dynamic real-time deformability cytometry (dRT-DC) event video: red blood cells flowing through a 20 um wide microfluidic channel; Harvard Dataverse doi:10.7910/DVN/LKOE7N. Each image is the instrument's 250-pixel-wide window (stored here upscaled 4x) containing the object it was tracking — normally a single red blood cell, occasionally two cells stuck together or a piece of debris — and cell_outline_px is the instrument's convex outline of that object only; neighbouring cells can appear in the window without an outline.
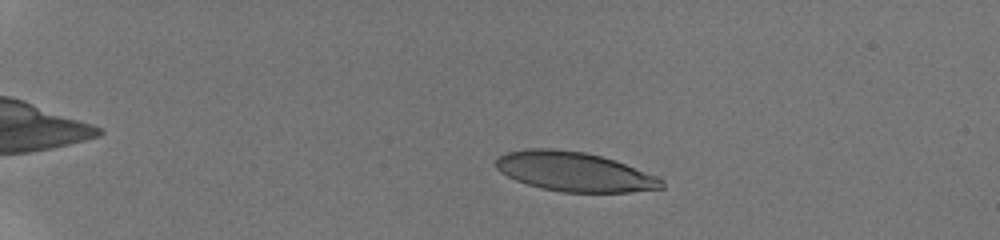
{"species": "human", "species_latin": "Homo sapiens", "temperature_condition": "room temperature", "stored_images_in_passage": 36, "camera_frame_rate_fps": 3000, "um_per_image_px": 0.085, "donor": {"sex": "male"}, "frame": {"image": 1, "passage_image": 8, "time_ms": 3.667, "image_size_px": [1000, 240], "cell_outline_px": [[664, 188], [628, 192], [564, 192], [540, 188], [516, 180], [500, 172], [496, 168], [496, 160], [500, 156], [508, 152], [532, 148], [552, 148], [584, 152], [600, 156], [624, 164], [656, 176], [664, 180]], "centroid_in_image_um": [48.81, 14.6], "position_along_channel_um": 36.2, "area_um2": 37.63}}
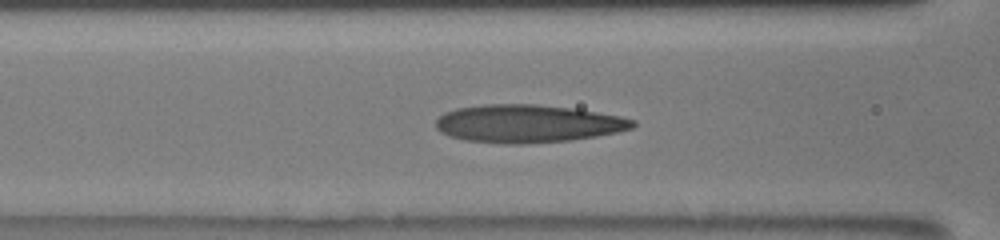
{"frame": {"image": 2, "passage_image": 27, "time_ms": 8.333, "image_size_px": [1000, 240], "cell_outline_px": [[636, 124], [632, 128], [616, 132], [596, 136], [572, 140], [528, 144], [504, 144], [464, 140], [448, 136], [440, 132], [436, 128], [436, 120], [444, 112], [456, 108], [484, 104], [536, 104], [568, 108], [596, 112], [620, 116], [636, 120]], "centroid_in_image_um": [44.82, 10.52], "position_along_channel_um": 121.8, "area_um2": 43.64}}
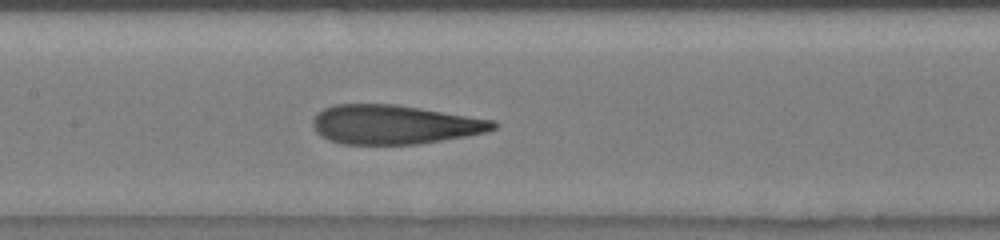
{"frame": {"image": 3, "passage_image": 34, "time_ms": 9.667, "image_size_px": [1000, 240], "cell_outline_px": [[500, 124], [496, 128], [488, 132], [468, 136], [416, 144], [340, 144], [328, 140], [320, 136], [316, 132], [312, 124], [312, 120], [324, 108], [336, 104], [396, 104], [496, 120]], "centroid_in_image_um": [33.56, 10.59], "position_along_channel_um": 173.8, "area_um2": 41.44}}